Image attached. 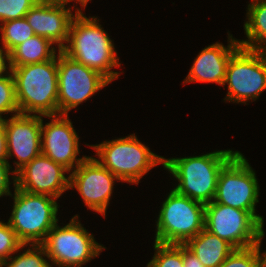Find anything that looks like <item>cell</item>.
Listing matches in <instances>:
<instances>
[{"mask_svg": "<svg viewBox=\"0 0 266 267\" xmlns=\"http://www.w3.org/2000/svg\"><path fill=\"white\" fill-rule=\"evenodd\" d=\"M28 246V247H27ZM27 247V249H26ZM21 250L22 251L21 253ZM19 252V253H18ZM2 267H52L46 250L42 244H22Z\"/></svg>", "mask_w": 266, "mask_h": 267, "instance_id": "obj_21", "label": "cell"}, {"mask_svg": "<svg viewBox=\"0 0 266 267\" xmlns=\"http://www.w3.org/2000/svg\"><path fill=\"white\" fill-rule=\"evenodd\" d=\"M154 255L147 267H184L183 244H162L154 242Z\"/></svg>", "mask_w": 266, "mask_h": 267, "instance_id": "obj_23", "label": "cell"}, {"mask_svg": "<svg viewBox=\"0 0 266 267\" xmlns=\"http://www.w3.org/2000/svg\"><path fill=\"white\" fill-rule=\"evenodd\" d=\"M65 3L37 2L25 15L35 35L49 39L58 49L67 41L70 25L77 13Z\"/></svg>", "mask_w": 266, "mask_h": 267, "instance_id": "obj_16", "label": "cell"}, {"mask_svg": "<svg viewBox=\"0 0 266 267\" xmlns=\"http://www.w3.org/2000/svg\"><path fill=\"white\" fill-rule=\"evenodd\" d=\"M205 267H219L235 250L226 240L220 239L205 228L185 244Z\"/></svg>", "mask_w": 266, "mask_h": 267, "instance_id": "obj_18", "label": "cell"}, {"mask_svg": "<svg viewBox=\"0 0 266 267\" xmlns=\"http://www.w3.org/2000/svg\"><path fill=\"white\" fill-rule=\"evenodd\" d=\"M39 0H0V24L24 18Z\"/></svg>", "mask_w": 266, "mask_h": 267, "instance_id": "obj_26", "label": "cell"}, {"mask_svg": "<svg viewBox=\"0 0 266 267\" xmlns=\"http://www.w3.org/2000/svg\"><path fill=\"white\" fill-rule=\"evenodd\" d=\"M52 45L49 39L39 35L30 37L9 53L11 68L51 60L60 51Z\"/></svg>", "mask_w": 266, "mask_h": 267, "instance_id": "obj_20", "label": "cell"}, {"mask_svg": "<svg viewBox=\"0 0 266 267\" xmlns=\"http://www.w3.org/2000/svg\"><path fill=\"white\" fill-rule=\"evenodd\" d=\"M226 84L224 102L248 105L258 100L266 91V50L240 47L228 61L223 86Z\"/></svg>", "mask_w": 266, "mask_h": 267, "instance_id": "obj_9", "label": "cell"}, {"mask_svg": "<svg viewBox=\"0 0 266 267\" xmlns=\"http://www.w3.org/2000/svg\"><path fill=\"white\" fill-rule=\"evenodd\" d=\"M0 41L10 53L16 46L34 36L33 28L26 18L9 20L0 24Z\"/></svg>", "mask_w": 266, "mask_h": 267, "instance_id": "obj_22", "label": "cell"}, {"mask_svg": "<svg viewBox=\"0 0 266 267\" xmlns=\"http://www.w3.org/2000/svg\"><path fill=\"white\" fill-rule=\"evenodd\" d=\"M110 37L97 16L86 17L85 13H77L70 25L68 41L61 51L113 82L121 72L112 69L120 68L121 63Z\"/></svg>", "mask_w": 266, "mask_h": 267, "instance_id": "obj_1", "label": "cell"}, {"mask_svg": "<svg viewBox=\"0 0 266 267\" xmlns=\"http://www.w3.org/2000/svg\"><path fill=\"white\" fill-rule=\"evenodd\" d=\"M0 161L8 162L11 166L8 158H7V142H6V133L3 126V120L0 119Z\"/></svg>", "mask_w": 266, "mask_h": 267, "instance_id": "obj_31", "label": "cell"}, {"mask_svg": "<svg viewBox=\"0 0 266 267\" xmlns=\"http://www.w3.org/2000/svg\"><path fill=\"white\" fill-rule=\"evenodd\" d=\"M13 206L8 222L22 244H42L48 232L59 222L57 199L33 194L14 187Z\"/></svg>", "mask_w": 266, "mask_h": 267, "instance_id": "obj_5", "label": "cell"}, {"mask_svg": "<svg viewBox=\"0 0 266 267\" xmlns=\"http://www.w3.org/2000/svg\"><path fill=\"white\" fill-rule=\"evenodd\" d=\"M12 169L8 162L0 161V197L12 195L11 184L16 187V173Z\"/></svg>", "mask_w": 266, "mask_h": 267, "instance_id": "obj_28", "label": "cell"}, {"mask_svg": "<svg viewBox=\"0 0 266 267\" xmlns=\"http://www.w3.org/2000/svg\"><path fill=\"white\" fill-rule=\"evenodd\" d=\"M263 227L248 211L215 201L205 204V229L235 249L260 244L265 236Z\"/></svg>", "mask_w": 266, "mask_h": 267, "instance_id": "obj_10", "label": "cell"}, {"mask_svg": "<svg viewBox=\"0 0 266 267\" xmlns=\"http://www.w3.org/2000/svg\"><path fill=\"white\" fill-rule=\"evenodd\" d=\"M237 152L225 149L198 156L164 157L163 167L178 182L174 190L207 204L214 199L221 169Z\"/></svg>", "mask_w": 266, "mask_h": 267, "instance_id": "obj_2", "label": "cell"}, {"mask_svg": "<svg viewBox=\"0 0 266 267\" xmlns=\"http://www.w3.org/2000/svg\"><path fill=\"white\" fill-rule=\"evenodd\" d=\"M1 46H0V77L9 74L11 72L9 52L3 45Z\"/></svg>", "mask_w": 266, "mask_h": 267, "instance_id": "obj_30", "label": "cell"}, {"mask_svg": "<svg viewBox=\"0 0 266 267\" xmlns=\"http://www.w3.org/2000/svg\"><path fill=\"white\" fill-rule=\"evenodd\" d=\"M228 45L216 42L204 47L194 59L183 85L193 82L216 83L223 86L231 56L241 47L238 39L228 31Z\"/></svg>", "mask_w": 266, "mask_h": 267, "instance_id": "obj_17", "label": "cell"}, {"mask_svg": "<svg viewBox=\"0 0 266 267\" xmlns=\"http://www.w3.org/2000/svg\"><path fill=\"white\" fill-rule=\"evenodd\" d=\"M80 222L77 214L62 227L57 222L48 232L42 245L52 267H82L106 249Z\"/></svg>", "mask_w": 266, "mask_h": 267, "instance_id": "obj_7", "label": "cell"}, {"mask_svg": "<svg viewBox=\"0 0 266 267\" xmlns=\"http://www.w3.org/2000/svg\"><path fill=\"white\" fill-rule=\"evenodd\" d=\"M42 2H53V3H65L67 5V0H39Z\"/></svg>", "mask_w": 266, "mask_h": 267, "instance_id": "obj_34", "label": "cell"}, {"mask_svg": "<svg viewBox=\"0 0 266 267\" xmlns=\"http://www.w3.org/2000/svg\"><path fill=\"white\" fill-rule=\"evenodd\" d=\"M183 265L184 267H205L185 244H183Z\"/></svg>", "mask_w": 266, "mask_h": 267, "instance_id": "obj_29", "label": "cell"}, {"mask_svg": "<svg viewBox=\"0 0 266 267\" xmlns=\"http://www.w3.org/2000/svg\"><path fill=\"white\" fill-rule=\"evenodd\" d=\"M260 248V267H266V251L261 252Z\"/></svg>", "mask_w": 266, "mask_h": 267, "instance_id": "obj_33", "label": "cell"}, {"mask_svg": "<svg viewBox=\"0 0 266 267\" xmlns=\"http://www.w3.org/2000/svg\"><path fill=\"white\" fill-rule=\"evenodd\" d=\"M20 114H58V53L42 63L11 68Z\"/></svg>", "mask_w": 266, "mask_h": 267, "instance_id": "obj_3", "label": "cell"}, {"mask_svg": "<svg viewBox=\"0 0 266 267\" xmlns=\"http://www.w3.org/2000/svg\"><path fill=\"white\" fill-rule=\"evenodd\" d=\"M11 114V116L19 114L15 81L12 72L0 77V119L3 120L6 116Z\"/></svg>", "mask_w": 266, "mask_h": 267, "instance_id": "obj_24", "label": "cell"}, {"mask_svg": "<svg viewBox=\"0 0 266 267\" xmlns=\"http://www.w3.org/2000/svg\"><path fill=\"white\" fill-rule=\"evenodd\" d=\"M4 117L7 158H16L13 171L17 173L41 154V115L19 113Z\"/></svg>", "mask_w": 266, "mask_h": 267, "instance_id": "obj_14", "label": "cell"}, {"mask_svg": "<svg viewBox=\"0 0 266 267\" xmlns=\"http://www.w3.org/2000/svg\"><path fill=\"white\" fill-rule=\"evenodd\" d=\"M75 1L74 3H77L81 6L82 9L77 7V5H74L73 7L70 6V2ZM91 0H67V6L74 9L76 13H83L82 11L85 10L88 2Z\"/></svg>", "mask_w": 266, "mask_h": 267, "instance_id": "obj_32", "label": "cell"}, {"mask_svg": "<svg viewBox=\"0 0 266 267\" xmlns=\"http://www.w3.org/2000/svg\"><path fill=\"white\" fill-rule=\"evenodd\" d=\"M96 151L95 158L102 166L114 174L122 183L138 185L144 175L159 164H164V156L153 153L148 146L138 140L135 133L126 137L105 140L89 145Z\"/></svg>", "mask_w": 266, "mask_h": 267, "instance_id": "obj_4", "label": "cell"}, {"mask_svg": "<svg viewBox=\"0 0 266 267\" xmlns=\"http://www.w3.org/2000/svg\"><path fill=\"white\" fill-rule=\"evenodd\" d=\"M246 9L243 27L247 39L238 42L245 49L266 50V0H251Z\"/></svg>", "mask_w": 266, "mask_h": 267, "instance_id": "obj_19", "label": "cell"}, {"mask_svg": "<svg viewBox=\"0 0 266 267\" xmlns=\"http://www.w3.org/2000/svg\"><path fill=\"white\" fill-rule=\"evenodd\" d=\"M110 83L98 71L58 51V114L68 115Z\"/></svg>", "mask_w": 266, "mask_h": 267, "instance_id": "obj_11", "label": "cell"}, {"mask_svg": "<svg viewBox=\"0 0 266 267\" xmlns=\"http://www.w3.org/2000/svg\"><path fill=\"white\" fill-rule=\"evenodd\" d=\"M205 228V204L172 189L162 202L154 242L186 244Z\"/></svg>", "mask_w": 266, "mask_h": 267, "instance_id": "obj_6", "label": "cell"}, {"mask_svg": "<svg viewBox=\"0 0 266 267\" xmlns=\"http://www.w3.org/2000/svg\"><path fill=\"white\" fill-rule=\"evenodd\" d=\"M70 172L49 157L40 154L16 173V188L45 194L56 199L70 190Z\"/></svg>", "mask_w": 266, "mask_h": 267, "instance_id": "obj_15", "label": "cell"}, {"mask_svg": "<svg viewBox=\"0 0 266 267\" xmlns=\"http://www.w3.org/2000/svg\"><path fill=\"white\" fill-rule=\"evenodd\" d=\"M43 117L50 121L43 122ZM79 142L69 114L41 115V154L72 172L87 157L77 158Z\"/></svg>", "mask_w": 266, "mask_h": 267, "instance_id": "obj_13", "label": "cell"}, {"mask_svg": "<svg viewBox=\"0 0 266 267\" xmlns=\"http://www.w3.org/2000/svg\"><path fill=\"white\" fill-rule=\"evenodd\" d=\"M22 243L16 236L15 231L11 228L9 222L0 221V265L9 259Z\"/></svg>", "mask_w": 266, "mask_h": 267, "instance_id": "obj_27", "label": "cell"}, {"mask_svg": "<svg viewBox=\"0 0 266 267\" xmlns=\"http://www.w3.org/2000/svg\"><path fill=\"white\" fill-rule=\"evenodd\" d=\"M69 175L70 190L75 188L85 206L106 219L115 182L120 180L91 156H87Z\"/></svg>", "mask_w": 266, "mask_h": 267, "instance_id": "obj_12", "label": "cell"}, {"mask_svg": "<svg viewBox=\"0 0 266 267\" xmlns=\"http://www.w3.org/2000/svg\"><path fill=\"white\" fill-rule=\"evenodd\" d=\"M260 246L235 249L219 267H260Z\"/></svg>", "mask_w": 266, "mask_h": 267, "instance_id": "obj_25", "label": "cell"}, {"mask_svg": "<svg viewBox=\"0 0 266 267\" xmlns=\"http://www.w3.org/2000/svg\"><path fill=\"white\" fill-rule=\"evenodd\" d=\"M259 191L255 170L238 151L221 169L213 201L248 211L264 226V217L256 213Z\"/></svg>", "mask_w": 266, "mask_h": 267, "instance_id": "obj_8", "label": "cell"}]
</instances>
